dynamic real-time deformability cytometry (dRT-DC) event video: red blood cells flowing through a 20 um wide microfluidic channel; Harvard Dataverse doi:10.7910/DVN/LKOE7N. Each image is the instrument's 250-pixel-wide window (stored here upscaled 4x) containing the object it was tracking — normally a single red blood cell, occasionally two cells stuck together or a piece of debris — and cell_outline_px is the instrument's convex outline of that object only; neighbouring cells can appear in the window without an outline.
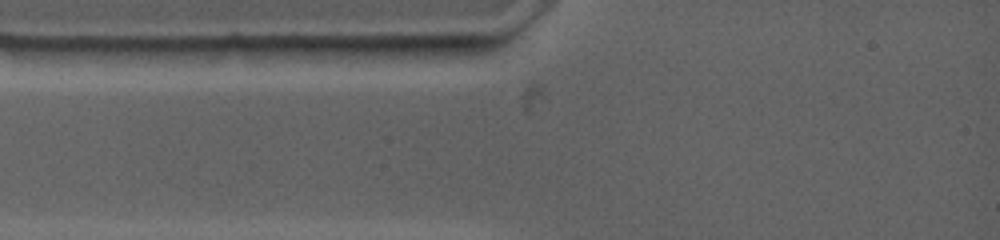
{"species": "common noctule bat (a hibernating species)", "species_latin": "Nyctalus noctula", "temperature_condition": "warm", "stored_images_in_passage": 2, "camera_frame_rate_fps": 4500, "um_per_image_px": 0.085, "animal": {"sex": "female", "body_mass_g": 19.0, "forearm_length_mm": 53.3}, "frame": {"image": 1, "passage_image": 1, "time_ms": 0.0, "image_size_px": [1000, 240], "cell_outline_px": [[444, 44], [428, 64], [396, 64], [316, 56], [300, 48], [396, 44]], "centroid_in_image_um": [32.42, 4.51], "position_along_channel_um": 52.6, "area_um2": 14.57}}